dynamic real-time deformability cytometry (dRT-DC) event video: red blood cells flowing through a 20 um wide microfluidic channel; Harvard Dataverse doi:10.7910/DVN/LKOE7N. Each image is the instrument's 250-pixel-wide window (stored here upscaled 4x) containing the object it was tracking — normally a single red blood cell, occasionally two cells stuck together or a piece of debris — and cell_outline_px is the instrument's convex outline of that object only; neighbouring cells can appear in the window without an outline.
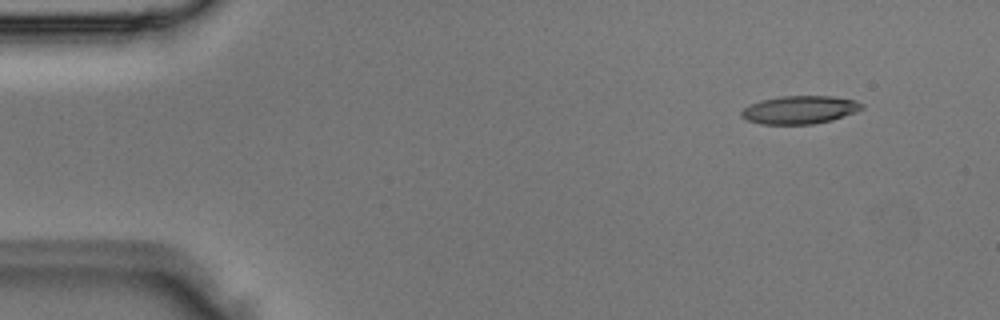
{"species": "Egyptian fruit bat (a non-hibernating species)", "species_latin": "Rousettus aegyptiacus", "temperature_condition": "room temperature", "stored_images_in_passage": 2, "camera_frame_rate_fps": 3000, "um_per_image_px": 0.085, "animal": {"sex": "male"}, "frame": {"image": 1, "passage_image": 1, "time_ms": 0.0, "image_size_px": [1000, 320], "cell_outline_px": [[864, 108], [856, 112], [832, 120], [812, 124], [760, 124], [748, 120], [740, 116], [740, 112], [748, 104], [760, 100], [780, 96], [832, 96], [856, 100], [864, 104]], "centroid_in_image_um": [67.97, 9.33], "position_along_channel_um": 17.0, "area_um2": 19.88}}